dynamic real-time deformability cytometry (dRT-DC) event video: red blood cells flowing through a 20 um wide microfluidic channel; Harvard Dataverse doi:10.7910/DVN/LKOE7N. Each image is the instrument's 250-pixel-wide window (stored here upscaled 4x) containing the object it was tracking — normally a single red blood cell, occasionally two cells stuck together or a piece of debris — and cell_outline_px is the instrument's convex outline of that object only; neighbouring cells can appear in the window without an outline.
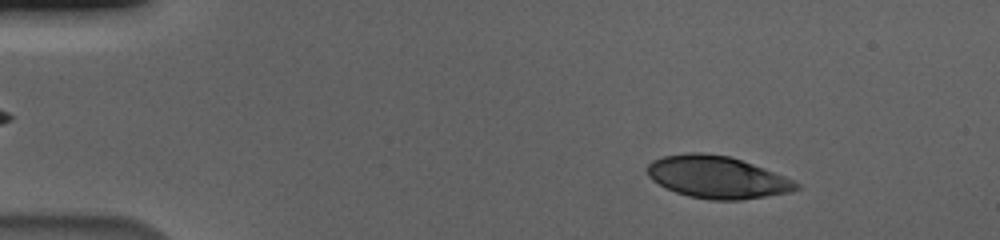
{"species": "human", "species_latin": "Homo sapiens", "temperature_condition": "cold", "stored_images_in_passage": 52, "camera_frame_rate_fps": 3000, "um_per_image_px": 0.085, "donor": {"sex": "male"}, "frame": {"image": 1, "passage_image": 3, "time_ms": 0.667, "image_size_px": [1000, 240], "cell_outline_px": [[800, 188], [792, 192], [740, 200], [708, 200], [688, 196], [664, 188], [652, 180], [648, 176], [644, 168], [652, 160], [664, 156], [688, 152], [700, 152], [728, 156], [764, 168], [784, 176], [800, 184]], "centroid_in_image_um": [60.91, 15.06], "position_along_channel_um": 24.1, "area_um2": 36.82}}
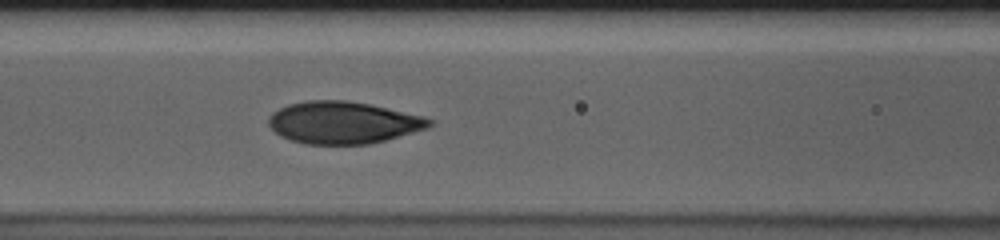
{"frame": {"image": 2, "passage_image": 20, "time_ms": 6.333, "image_size_px": [1000, 240], "cell_outline_px": [[436, 124], [428, 128], [384, 140], [368, 144], [304, 144], [280, 136], [268, 124], [268, 116], [272, 112], [288, 104], [308, 100], [344, 100], [368, 104], [420, 116], [432, 120]], "centroid_in_image_um": [29.13, 10.42], "position_along_channel_um": 137.5, "area_um2": 39.13}}
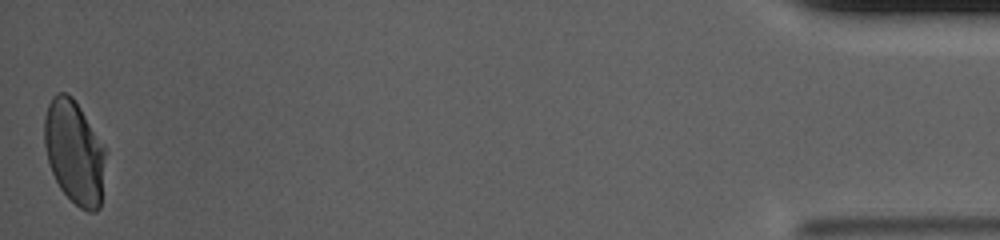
{"frame": {"image": 3, "passage_image": 52, "time_ms": 17.0, "image_size_px": [1000, 240], "cell_outline_px": [[108, 152], [100, 208], [96, 212], [88, 212], [80, 208], [60, 188], [52, 172], [48, 160], [44, 144], [44, 116], [48, 104], [52, 96], [56, 92], [64, 92], [72, 96], [80, 108]], "centroid_in_image_um": [6.35, 12.94], "position_along_channel_um": 428.9, "area_um2": 37.34}, "authors_computed_cell_mechanics": {"area_um2": 38.8705, "velocity_mm_per_s": 3.5721, "shape_relaxation_time_tau1_ms": 5.6664, "shape_relaxation_time_tau2_ms": null, "deformation_change_tau1": 0.194, "deformation_change_tau2": null}}